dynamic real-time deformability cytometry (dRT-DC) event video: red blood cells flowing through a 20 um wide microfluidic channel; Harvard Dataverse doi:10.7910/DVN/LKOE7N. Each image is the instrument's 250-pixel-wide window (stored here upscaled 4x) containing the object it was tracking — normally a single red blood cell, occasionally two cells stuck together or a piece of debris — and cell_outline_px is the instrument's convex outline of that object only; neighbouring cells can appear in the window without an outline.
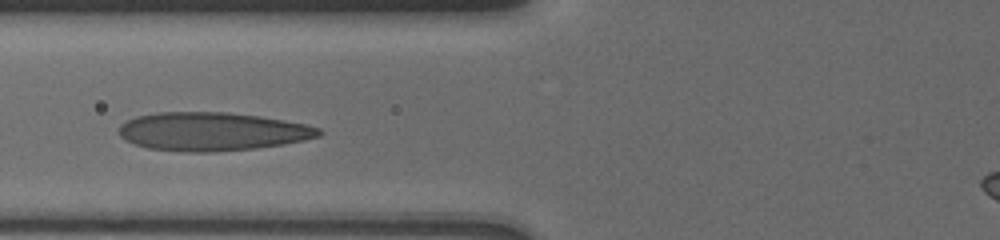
{"species": "human", "species_latin": "Homo sapiens", "temperature_condition": "cold", "stored_images_in_passage": 9, "camera_frame_rate_fps": 3000, "um_per_image_px": 0.085, "donor": {"sex": "male"}, "frame": {"image": 1, "passage_image": 3, "time_ms": 1.0, "image_size_px": [1000, 240], "cell_outline_px": [[324, 132], [320, 136], [304, 140], [284, 144], [256, 148], [212, 152], [184, 152], [148, 148], [124, 140], [120, 136], [120, 124], [136, 116], [156, 112], [228, 112], [260, 116], [284, 120], [304, 124], [320, 128]], "centroid_in_image_um": [18.04, 11.18], "position_along_channel_um": 107.8, "area_um2": 44.91}}
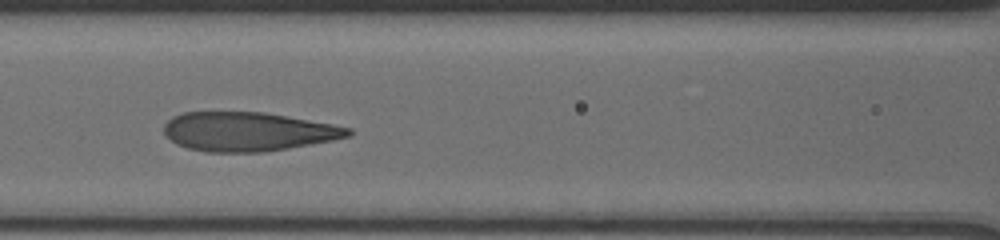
{"frame": {"image": 2, "passage_image": 6, "time_ms": 2.0, "image_size_px": [1000, 240], "cell_outline_px": [[352, 136], [332, 140], [288, 148], [264, 152], [204, 152], [188, 148], [176, 144], [164, 136], [164, 124], [172, 116], [184, 112], [264, 112], [288, 116], [332, 124], [352, 128]], "centroid_in_image_um": [21.05, 11.19], "position_along_channel_um": 145.6, "area_um2": 42.08}}
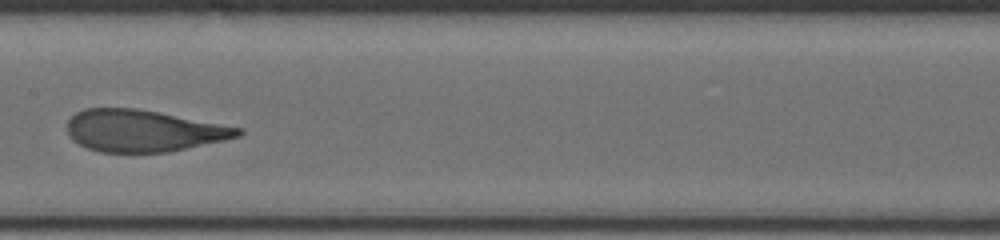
{"frame": {"image": 3, "passage_image": 8, "time_ms": 3.333, "image_size_px": [1000, 240], "cell_outline_px": [[244, 132], [240, 136], [224, 140], [168, 152], [100, 152], [88, 148], [72, 140], [68, 136], [68, 120], [76, 112], [84, 108], [136, 108], [244, 128]], "centroid_in_image_um": [12.18, 11.11], "position_along_channel_um": 195.2, "area_um2": 41.5}}